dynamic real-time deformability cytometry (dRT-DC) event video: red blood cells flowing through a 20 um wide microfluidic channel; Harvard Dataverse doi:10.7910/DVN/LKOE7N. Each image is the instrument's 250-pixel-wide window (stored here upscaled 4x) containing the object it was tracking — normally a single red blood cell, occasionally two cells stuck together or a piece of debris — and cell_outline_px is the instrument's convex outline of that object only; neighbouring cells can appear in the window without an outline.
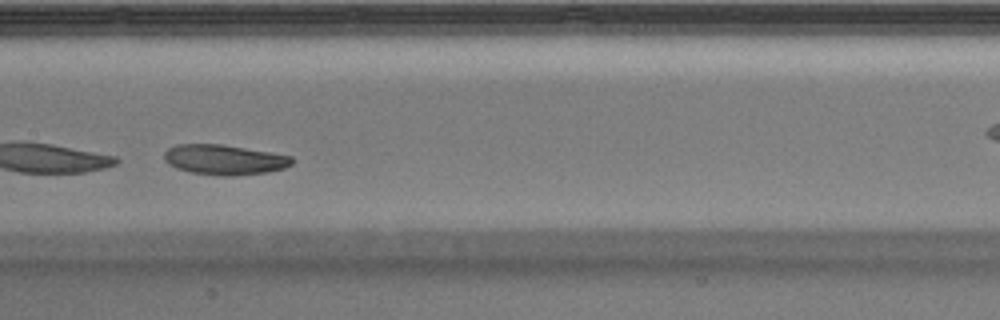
{"species": "Egyptian fruit bat (a non-hibernating species)", "species_latin": "Rousettus aegyptiacus", "temperature_condition": "warm", "stored_images_in_passage": 38, "camera_frame_rate_fps": 3000, "um_per_image_px": 0.085, "animal": {"sex": "male"}, "frame": {"image": 1, "passage_image": 17, "time_ms": 5.333, "image_size_px": [1000, 320], "cell_outline_px": [[292, 164], [284, 168], [268, 172], [236, 176], [216, 176], [192, 172], [176, 168], [168, 164], [164, 160], [164, 152], [168, 148], [176, 144], [220, 144], [292, 156]], "centroid_in_image_um": [19.03, 13.58], "position_along_channel_um": 188.4, "area_um2": 22.43}}